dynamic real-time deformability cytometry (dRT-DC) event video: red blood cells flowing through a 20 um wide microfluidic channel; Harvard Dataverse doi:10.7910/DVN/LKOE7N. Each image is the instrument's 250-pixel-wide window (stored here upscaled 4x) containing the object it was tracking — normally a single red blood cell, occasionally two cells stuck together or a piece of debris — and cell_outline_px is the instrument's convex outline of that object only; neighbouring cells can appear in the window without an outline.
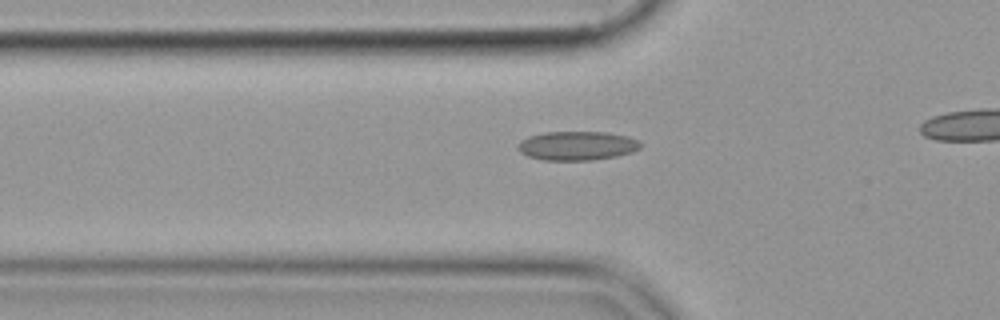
{"species": "common noctule bat (a hibernating species)", "species_latin": "Nyctalus noctula", "temperature_condition": "cold", "stored_images_in_passage": 40, "segment_of_instrument_passage": [1, 2], "camera_frame_rate_fps": 3000, "um_per_image_px": 0.085, "animal": {"sex": "female", "body_mass_g": 19.9}, "frame": {"image": 1, "passage_image": 14, "time_ms": 4.333, "image_size_px": [1000, 320], "cell_outline_px": [[640, 148], [632, 152], [616, 156], [592, 160], [544, 160], [528, 156], [520, 152], [516, 148], [516, 144], [520, 140], [528, 136], [544, 132], [604, 132], [628, 136], [640, 140]], "centroid_in_image_um": [49.02, 12.38], "position_along_channel_um": 76.8, "area_um2": 20.87}}
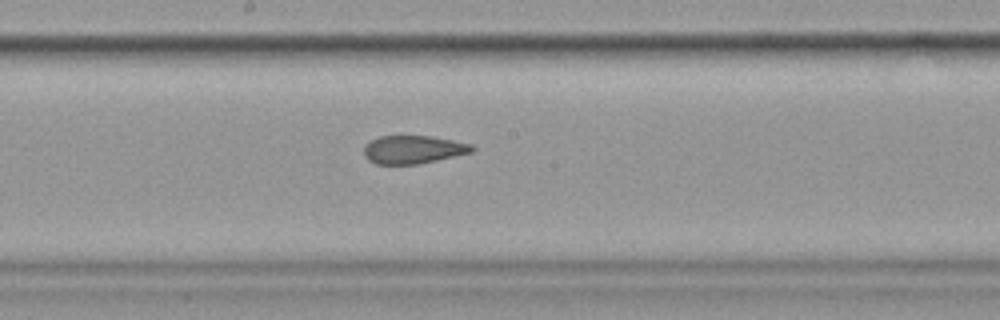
{"frame": {"image": 2, "passage_image": 25, "time_ms": 8.0, "image_size_px": [1000, 320], "cell_outline_px": [[476, 148], [472, 152], [436, 160], [416, 164], [376, 164], [368, 160], [364, 156], [364, 144], [368, 140], [380, 136], [400, 132], [432, 136], [472, 144]], "centroid_in_image_um": [35.05, 12.65], "position_along_channel_um": 213.1, "area_um2": 18.55}}
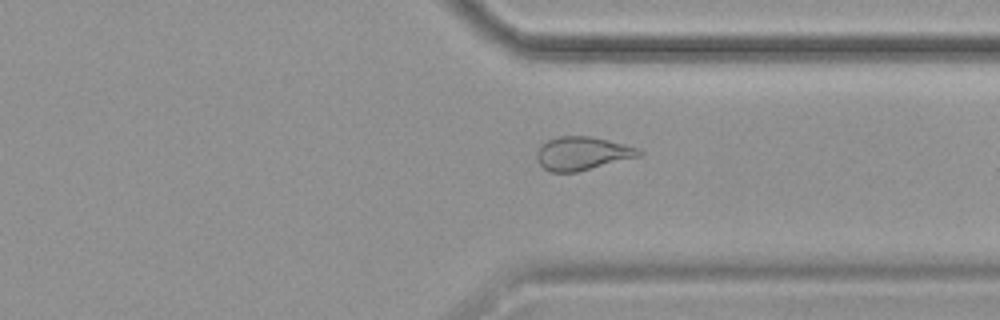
{"frame": {"image": 3, "passage_image": 37, "time_ms": 12.0, "image_size_px": [1000, 320], "cell_outline_px": [[644, 152], [640, 156], [576, 172], [552, 172], [544, 168], [540, 164], [536, 156], [536, 152], [540, 144], [548, 140], [560, 136], [592, 136], [640, 148]], "centroid_in_image_um": [49.5, 13.03], "position_along_channel_um": 361.9, "area_um2": 19.88}}